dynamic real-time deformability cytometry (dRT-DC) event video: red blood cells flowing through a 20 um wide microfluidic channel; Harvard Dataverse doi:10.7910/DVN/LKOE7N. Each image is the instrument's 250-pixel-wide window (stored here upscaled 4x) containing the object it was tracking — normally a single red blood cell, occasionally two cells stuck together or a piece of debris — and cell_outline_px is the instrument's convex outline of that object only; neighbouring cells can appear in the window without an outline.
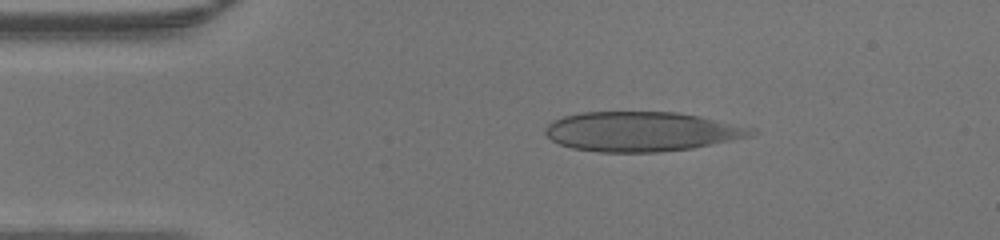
{"species": "human", "species_latin": "Homo sapiens", "temperature_condition": "warm", "stored_images_in_passage": 39, "camera_frame_rate_fps": 3000, "um_per_image_px": 0.085, "donor": {"sex": "male"}, "frame": {"image": 1, "passage_image": 1, "time_ms": 0.0, "image_size_px": [1000, 240], "cell_outline_px": [[760, 132], [752, 136], [692, 148], [660, 152], [600, 152], [572, 148], [560, 144], [552, 140], [544, 132], [544, 128], [552, 120], [564, 116], [580, 112], [676, 112], [700, 116], [756, 128]], "centroid_in_image_um": [54.56, 11.18], "position_along_channel_um": 30.4, "area_um2": 47.8}}
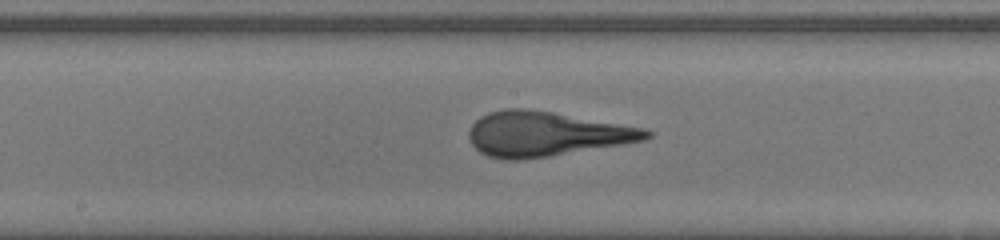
{"frame": {"image": 2, "passage_image": 16, "time_ms": 5.0, "image_size_px": [1000, 240], "cell_outline_px": [[652, 136], [644, 140], [624, 144], [548, 156], [520, 160], [504, 160], [488, 156], [480, 152], [472, 144], [468, 136], [468, 132], [472, 124], [480, 116], [488, 112], [504, 108], [524, 108], [552, 112], [644, 128], [652, 132]], "centroid_in_image_um": [46.37, 11.38], "position_along_channel_um": 201.8, "area_um2": 46.01}}
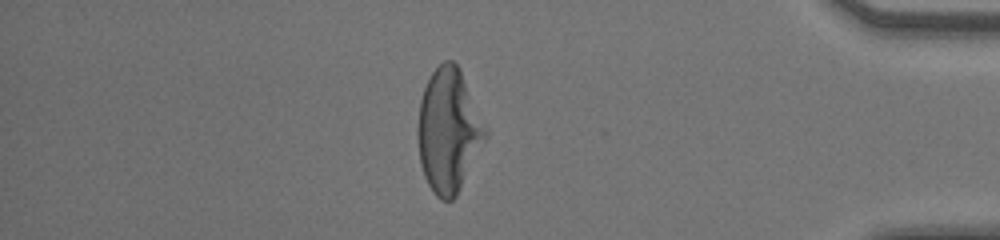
{"frame": {"image": 3, "passage_image": 32, "time_ms": 10.333, "image_size_px": [1000, 240], "cell_outline_px": [[488, 136], [456, 196], [452, 200], [440, 200], [436, 196], [428, 184], [424, 176], [420, 164], [416, 132], [420, 100], [424, 88], [432, 72], [444, 60], [452, 60], [460, 68], [488, 128]], "centroid_in_image_um": [38.13, 11.09], "position_along_channel_um": 397.1, "area_um2": 49.13}}